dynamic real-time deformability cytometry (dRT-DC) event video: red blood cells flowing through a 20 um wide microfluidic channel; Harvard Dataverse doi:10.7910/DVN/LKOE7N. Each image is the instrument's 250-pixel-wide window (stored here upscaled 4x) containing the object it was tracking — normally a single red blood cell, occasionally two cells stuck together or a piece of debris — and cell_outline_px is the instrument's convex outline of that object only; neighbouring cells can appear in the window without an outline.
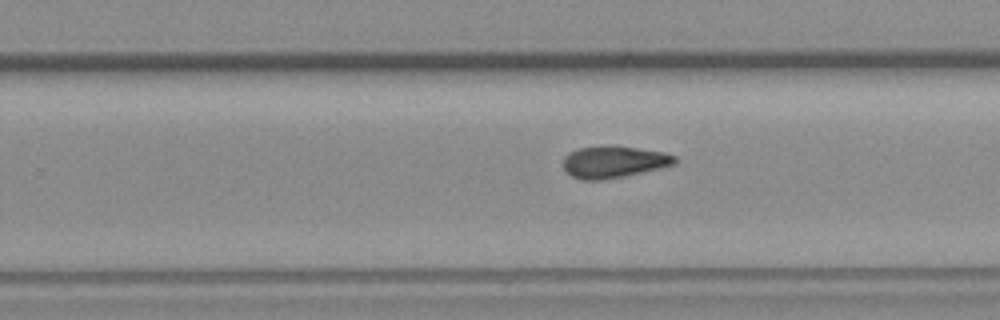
{"species": "common noctule bat (a hibernating species)", "species_latin": "Nyctalus noctula", "temperature_condition": "room temperature", "stored_images_in_passage": 10, "camera_frame_rate_fps": 3000, "um_per_image_px": 0.085, "animal": {"sex": "female", "body_mass_g": 19.3, "forearm_length_mm": 54.1}, "frame": {"image": 1, "passage_image": 10, "time_ms": 12.0, "image_size_px": [1000, 320], "cell_outline_px": [[676, 164], [660, 168], [624, 176], [604, 180], [584, 180], [572, 176], [564, 168], [564, 156], [568, 152], [580, 148], [636, 148], [664, 152], [676, 156]], "centroid_in_image_um": [52.19, 13.8], "position_along_channel_um": 277.6, "area_um2": 20.0}}